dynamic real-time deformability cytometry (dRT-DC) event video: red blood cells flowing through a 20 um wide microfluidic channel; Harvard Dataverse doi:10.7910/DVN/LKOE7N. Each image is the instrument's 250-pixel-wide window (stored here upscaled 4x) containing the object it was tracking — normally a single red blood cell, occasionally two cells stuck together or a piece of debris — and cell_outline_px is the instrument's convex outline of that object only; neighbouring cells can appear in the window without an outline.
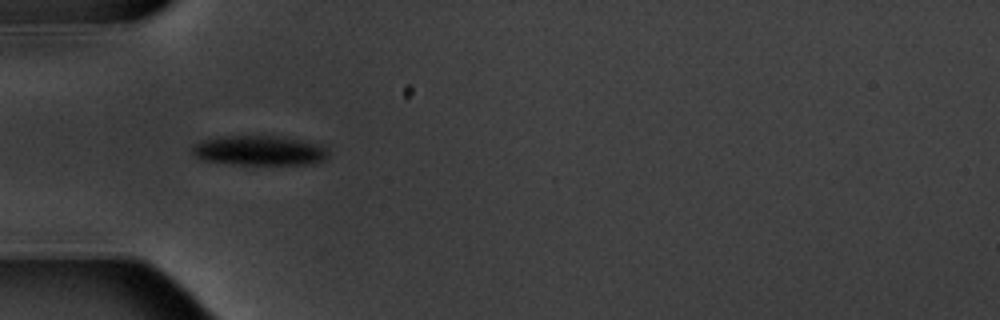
{"species": "common noctule bat (a hibernating species)", "species_latin": "Nyctalus noctula", "temperature_condition": "warm", "stored_images_in_passage": 10, "camera_frame_rate_fps": 3000, "um_per_image_px": 0.085, "animal": {"sex": "male", "body_mass_g": 20.1, "forearm_length_mm": 53.5}, "frame": {"image": 1, "passage_image": 4, "time_ms": 3.333, "image_size_px": [1000, 320], "cell_outline_px": [[328, 156], [324, 160], [312, 164], [232, 164], [204, 160], [196, 156], [192, 152], [192, 144], [204, 140], [220, 136], [276, 136], [300, 140], [320, 144], [328, 148]], "centroid_in_image_um": [22.06, 12.79], "position_along_channel_um": 62.9, "area_um2": 23.58}}
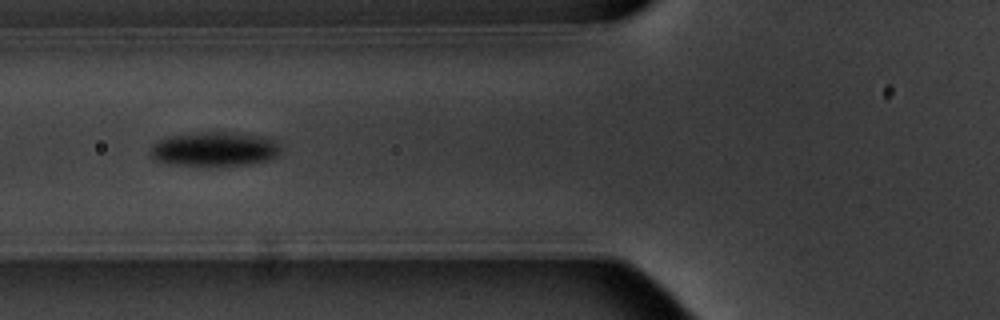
{"frame": {"image": 2, "passage_image": 5, "time_ms": 4.667, "image_size_px": [1000, 320], "cell_outline_px": [[280, 152], [272, 160], [248, 164], [176, 164], [156, 160], [152, 156], [152, 148], [160, 140], [168, 136], [188, 132], [232, 132], [268, 136], [276, 140], [280, 144]], "centroid_in_image_um": [18.34, 12.63], "position_along_channel_um": 107.5, "area_um2": 25.84}}
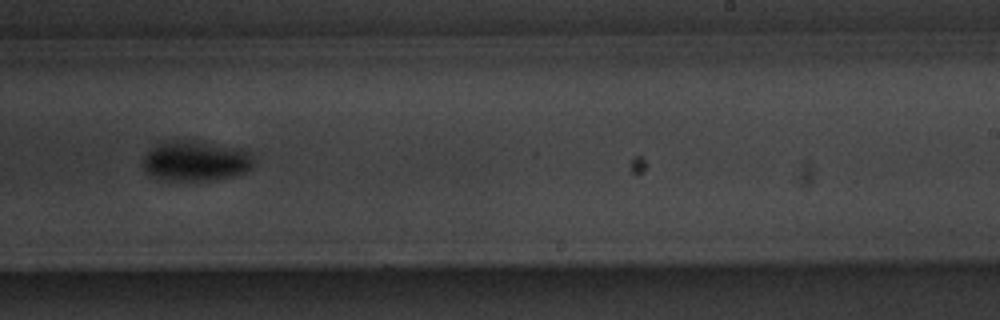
{"frame": {"image": 3, "passage_image": 9, "time_ms": 9.333, "image_size_px": [1000, 320], "cell_outline_px": [[252, 168], [248, 172], [232, 176], [212, 180], [164, 180], [152, 176], [144, 168], [144, 156], [152, 148], [168, 140], [200, 140], [236, 148], [248, 152], [252, 156]], "centroid_in_image_um": [16.65, 13.67], "position_along_channel_um": 272.4, "area_um2": 25.84}}